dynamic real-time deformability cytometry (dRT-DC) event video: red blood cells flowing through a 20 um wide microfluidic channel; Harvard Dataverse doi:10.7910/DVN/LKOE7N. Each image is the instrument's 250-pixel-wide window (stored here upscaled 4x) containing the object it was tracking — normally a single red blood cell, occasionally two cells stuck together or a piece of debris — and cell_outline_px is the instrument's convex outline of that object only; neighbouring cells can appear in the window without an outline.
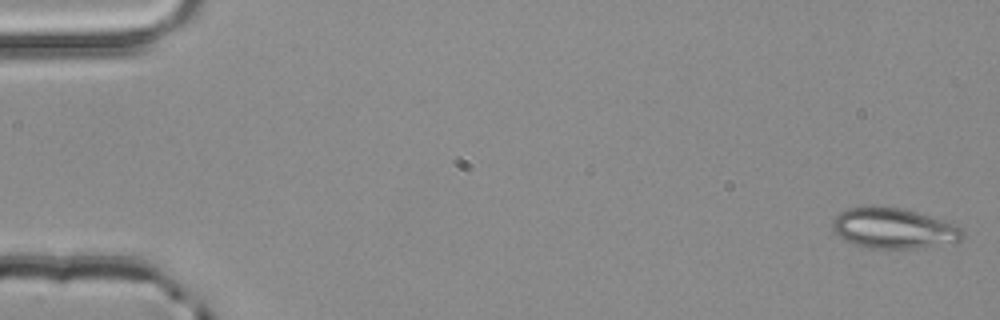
{"species": "common noctule bat (a hibernating species)", "species_latin": "Nyctalus noctula", "temperature_condition": "room temperature", "stored_images_in_passage": 3, "camera_frame_rate_fps": 3000, "um_per_image_px": 0.085, "animal": {"sex": "male", "body_mass_g": 20.4}, "frame": {"image": 1, "passage_image": 3, "time_ms": 0.667, "image_size_px": [1000, 320], "cell_outline_px": [[964, 236], [960, 240], [916, 248], [868, 248], [844, 240], [832, 228], [832, 220], [840, 212], [848, 208], [872, 204], [876, 204], [904, 208], [944, 220], [960, 228], [964, 232]], "centroid_in_image_um": [75.9, 19.36], "position_along_channel_um": 9.1, "area_um2": 30.75}}